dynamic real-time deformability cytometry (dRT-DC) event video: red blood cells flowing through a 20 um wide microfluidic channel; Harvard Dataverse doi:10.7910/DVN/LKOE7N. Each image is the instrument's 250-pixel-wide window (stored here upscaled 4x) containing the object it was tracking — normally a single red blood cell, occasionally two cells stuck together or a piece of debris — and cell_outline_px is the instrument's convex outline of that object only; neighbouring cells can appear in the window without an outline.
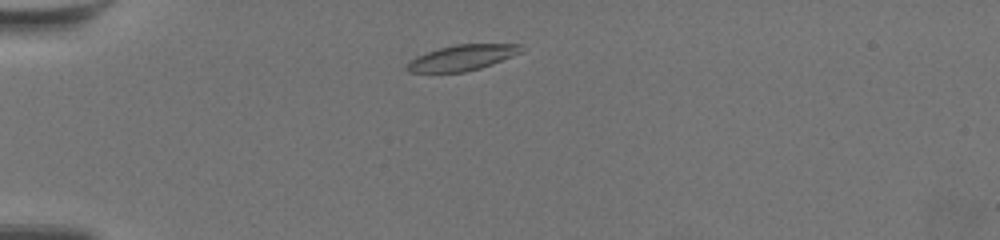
{"species": "common noctule bat (a hibernating species)", "species_latin": "Nyctalus noctula", "temperature_condition": "warm", "stored_images_in_passage": 47, "camera_frame_rate_fps": 3000, "um_per_image_px": 0.085, "animal": {"sex": "female", "body_mass_g": 19.5, "forearm_length_mm": 54.1}, "frame": {"image": 1, "passage_image": 3, "time_ms": 0.667, "image_size_px": [1000, 240], "cell_outline_px": [[508, 56], [488, 64], [476, 68], [460, 72], [420, 72], [408, 68], [416, 60], [432, 52], [444, 48], [464, 44], [508, 44]], "centroid_in_image_um": [39.14, 4.93], "position_along_channel_um": 45.9, "area_um2": 14.22}}
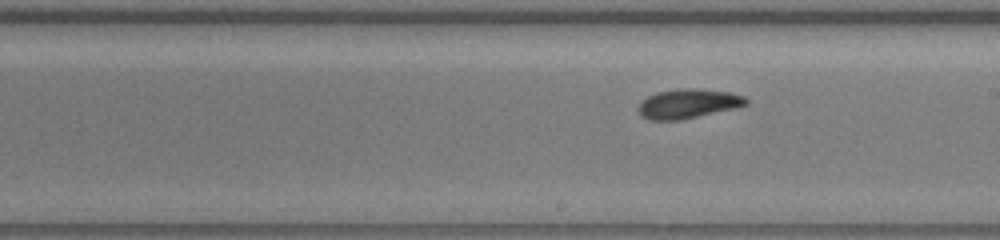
{"frame": {"image": 2, "passage_image": 22, "time_ms": 7.0, "image_size_px": [1000, 240], "cell_outline_px": [[744, 104], [692, 116], [644, 116], [640, 108], [644, 100], [652, 96], [664, 92], [720, 92], [740, 96], [744, 100]], "centroid_in_image_um": [58.5, 8.8], "position_along_channel_um": 230.5, "area_um2": 14.33}}
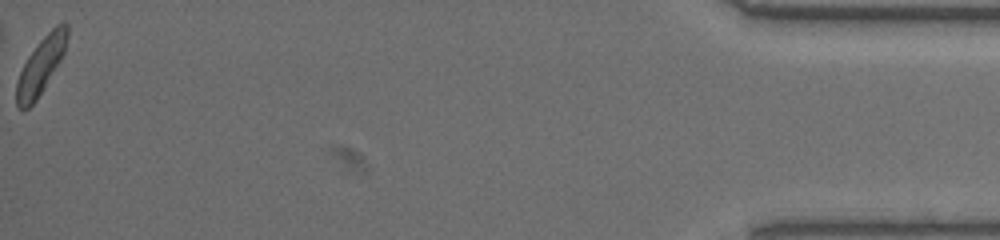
{"frame": {"image": 3, "passage_image": 47, "time_ms": 15.333, "image_size_px": [1000, 240], "cell_outline_px": [[64, 48], [60, 56], [40, 92], [32, 104], [28, 108], [20, 108], [16, 104], [16, 88], [20, 72], [24, 64], [32, 52], [52, 28], [60, 24], [64, 24]], "centroid_in_image_um": [3.36, 5.69], "position_along_channel_um": 431.8, "area_um2": 14.62}, "authors_computed_cell_mechanics": {"area_um2": 14.6812, "velocity_mm_per_s": 3.4757, "shape_relaxation_time_tau1_ms": 7.1753, "shape_relaxation_time_tau2_ms": null, "deformation_change_tau1": 0.2194, "deformation_change_tau2": null}}